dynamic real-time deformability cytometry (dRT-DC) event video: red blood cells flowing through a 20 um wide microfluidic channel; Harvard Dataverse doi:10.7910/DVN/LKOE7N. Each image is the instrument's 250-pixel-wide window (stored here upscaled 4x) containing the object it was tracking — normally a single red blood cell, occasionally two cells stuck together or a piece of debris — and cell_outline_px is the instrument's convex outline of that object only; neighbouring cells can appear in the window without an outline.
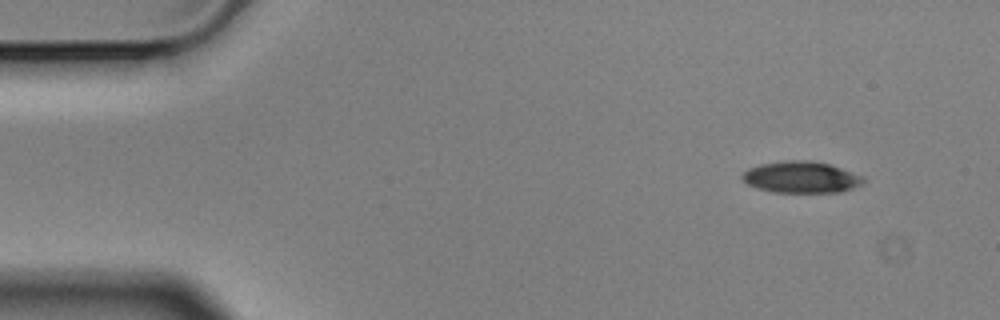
{"species": "Egyptian fruit bat (a non-hibernating species)", "species_latin": "Rousettus aegyptiacus", "temperature_condition": "cold", "stored_images_in_passage": 4, "camera_frame_rate_fps": 3000, "um_per_image_px": 0.085, "animal": {"sex": "male"}, "frame": {"image": 1, "passage_image": 1, "time_ms": 0.0, "image_size_px": [1000, 320], "cell_outline_px": [[864, 180], [860, 184], [852, 188], [840, 192], [772, 192], [756, 188], [740, 180], [740, 176], [748, 168], [760, 164], [784, 160], [812, 160], [828, 164], [864, 176]], "centroid_in_image_um": [68.04, 15.05], "position_along_channel_um": 17.0, "area_um2": 22.31}}
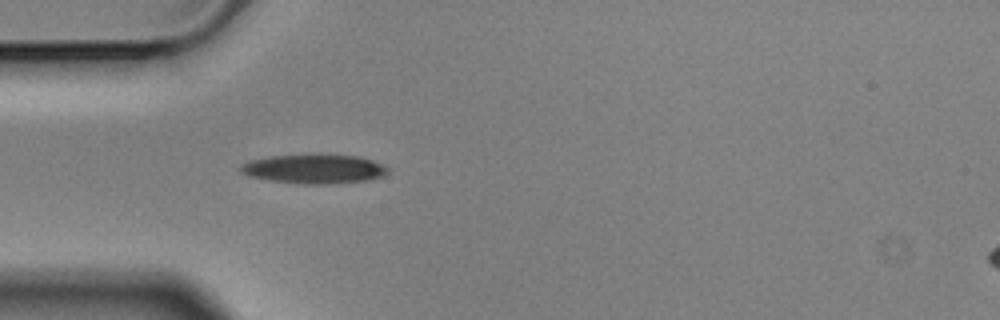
{"frame": {"image": 2, "passage_image": 4, "time_ms": 1.0, "image_size_px": [1000, 320], "cell_outline_px": [[388, 172], [384, 176], [368, 180], [324, 184], [304, 184], [272, 180], [248, 176], [240, 172], [240, 168], [244, 164], [252, 160], [272, 156], [360, 156], [384, 164], [388, 168]], "centroid_in_image_um": [26.76, 14.38], "position_along_channel_um": 58.2, "area_um2": 24.33}}